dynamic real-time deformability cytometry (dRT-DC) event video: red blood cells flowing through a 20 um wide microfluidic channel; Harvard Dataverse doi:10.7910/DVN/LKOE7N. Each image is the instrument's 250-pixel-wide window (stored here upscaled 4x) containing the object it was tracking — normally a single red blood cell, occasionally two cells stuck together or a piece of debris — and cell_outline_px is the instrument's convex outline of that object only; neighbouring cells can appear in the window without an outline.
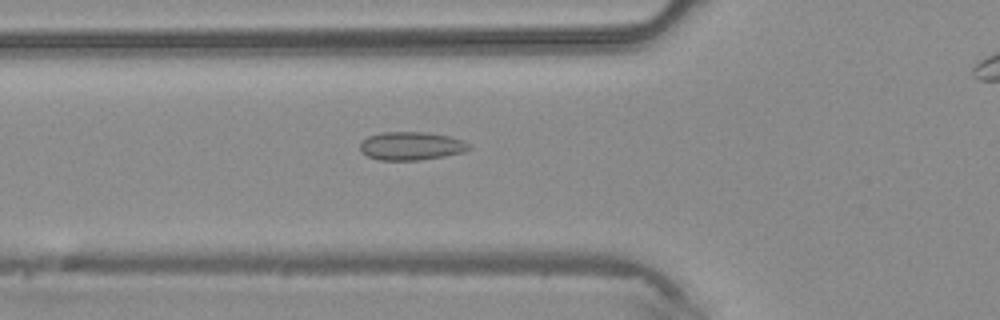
{"species": "common noctule bat (a hibernating species)", "species_latin": "Nyctalus noctula", "temperature_condition": "warm", "stored_images_in_passage": 28, "camera_frame_rate_fps": 3000, "um_per_image_px": 0.085, "animal": {"sex": "male", "body_mass_g": 20.4}, "frame": {"image": 1, "passage_image": 3, "time_ms": 0.667, "image_size_px": [1000, 320], "cell_outline_px": [[472, 148], [464, 152], [444, 156], [420, 160], [380, 160], [368, 156], [360, 152], [360, 144], [368, 136], [380, 132], [424, 132], [448, 136], [464, 140]], "centroid_in_image_um": [34.95, 12.41], "position_along_channel_um": 90.8, "area_um2": 17.98}}
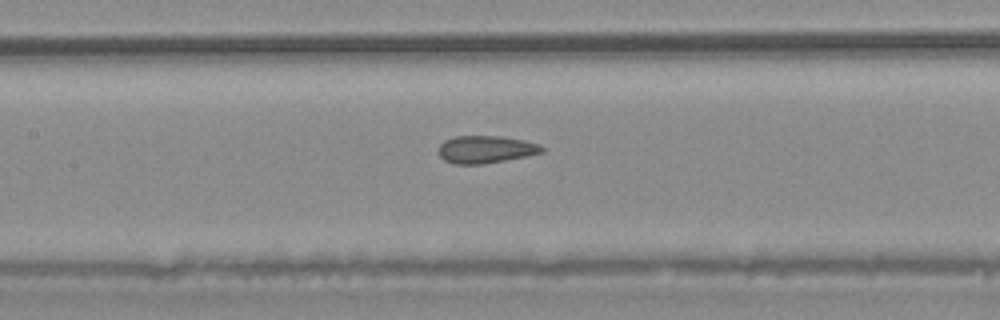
{"frame": {"image": 2, "passage_image": 8, "time_ms": 2.333, "image_size_px": [1000, 320], "cell_outline_px": [[544, 152], [484, 164], [452, 164], [444, 160], [436, 152], [440, 144], [444, 140], [456, 136], [500, 136], [524, 140], [540, 144], [544, 148]], "centroid_in_image_um": [41.24, 12.7], "position_along_channel_um": 166.2, "area_um2": 16.65}}
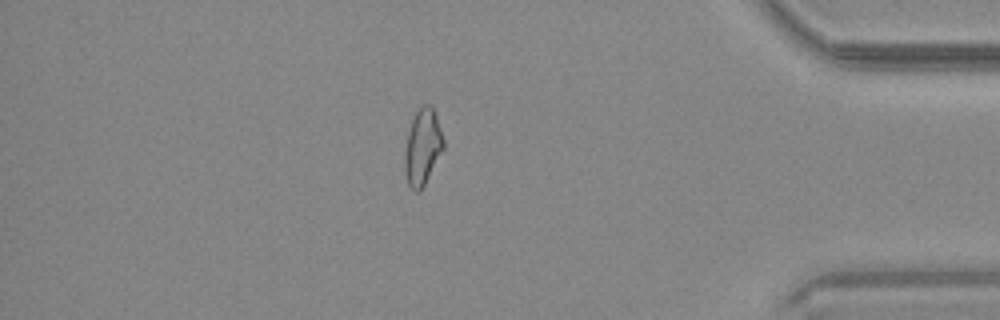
{"frame": {"image": 3, "passage_image": 26, "time_ms": 8.333, "image_size_px": [1000, 320], "cell_outline_px": [[444, 148], [420, 192], [416, 192], [408, 184], [404, 168], [404, 156], [408, 132], [412, 120], [416, 112], [424, 104], [432, 104], [444, 140]], "centroid_in_image_um": [35.92, 12.49], "position_along_channel_um": 399.3, "area_um2": 16.99}}